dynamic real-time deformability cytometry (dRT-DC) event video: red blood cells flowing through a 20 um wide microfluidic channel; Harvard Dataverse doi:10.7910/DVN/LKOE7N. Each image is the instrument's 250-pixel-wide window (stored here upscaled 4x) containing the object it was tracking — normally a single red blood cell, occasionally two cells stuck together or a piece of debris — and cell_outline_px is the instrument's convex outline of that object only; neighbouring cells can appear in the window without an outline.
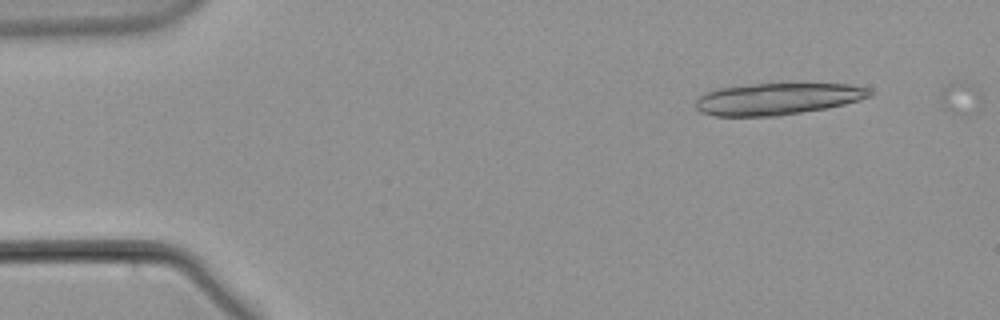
{"species": "common noctule bat (a hibernating species)", "species_latin": "Nyctalus noctula", "temperature_condition": "warm", "stored_images_in_passage": 29, "camera_frame_rate_fps": 3000, "um_per_image_px": 0.085, "animal": {"sex": "male", "body_mass_g": 21.5, "forearm_length_mm": 52.0}, "frame": {"image": 1, "passage_image": 1, "time_ms": 0.0, "image_size_px": [1000, 320], "cell_outline_px": [[872, 96], [860, 100], [828, 108], [780, 116], [712, 116], [700, 112], [696, 108], [696, 100], [704, 92], [716, 88], [756, 84], [852, 84], [868, 88], [872, 92]], "centroid_in_image_um": [66.08, 8.41], "position_along_channel_um": 18.9, "area_um2": 32.43}}